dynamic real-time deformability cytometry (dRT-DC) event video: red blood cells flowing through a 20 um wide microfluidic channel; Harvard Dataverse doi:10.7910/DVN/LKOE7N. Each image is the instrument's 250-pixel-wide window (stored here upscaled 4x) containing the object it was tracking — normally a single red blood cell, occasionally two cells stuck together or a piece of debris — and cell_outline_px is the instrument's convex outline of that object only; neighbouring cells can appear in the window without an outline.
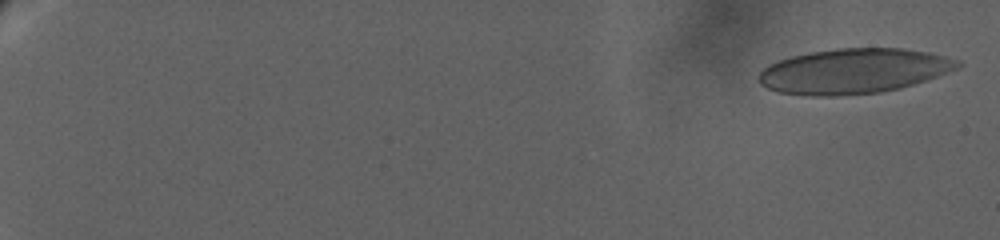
{"species": "human", "species_latin": "Homo sapiens", "temperature_condition": "warm", "stored_images_in_passage": 50, "camera_frame_rate_fps": 3000, "um_per_image_px": 0.085, "donor": {"sex": "female"}, "frame": {"image": 1, "passage_image": 2, "time_ms": 0.333, "image_size_px": [1000, 240], "cell_outline_px": [[964, 64], [956, 68], [936, 76], [900, 88], [880, 92], [836, 96], [812, 96], [780, 92], [768, 88], [760, 84], [760, 72], [768, 64], [792, 56], [812, 52], [836, 48], [900, 48], [928, 52], [960, 60]], "centroid_in_image_um": [72.56, 6.04], "position_along_channel_um": 12.4, "area_um2": 51.73}}
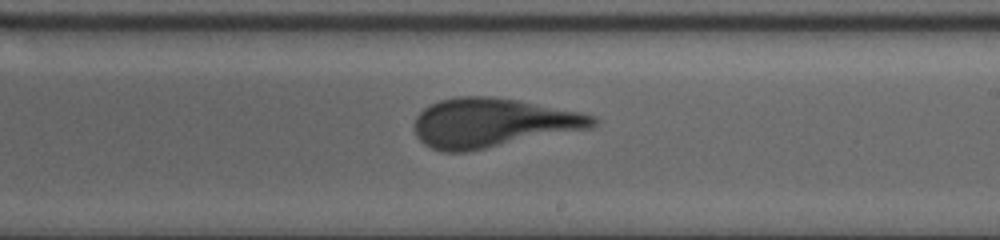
{"frame": {"image": 2, "passage_image": 29, "time_ms": 16.667, "image_size_px": [1000, 240], "cell_outline_px": [[600, 120], [592, 128], [468, 152], [444, 152], [432, 148], [424, 144], [416, 136], [416, 116], [424, 108], [440, 100], [456, 96], [492, 96], [516, 100], [580, 112], [596, 116]], "centroid_in_image_um": [41.9, 10.45], "position_along_channel_um": 247.1, "area_um2": 51.1}}
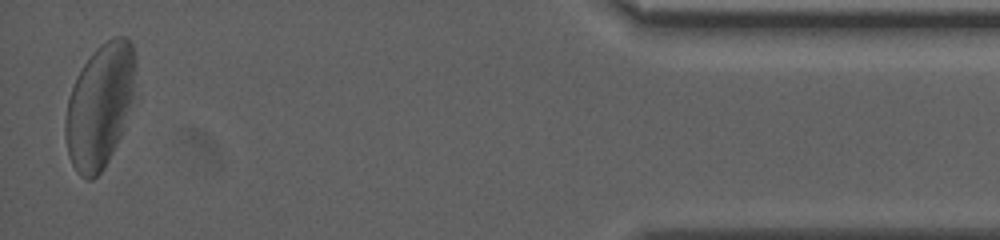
{"frame": {"image": 3, "passage_image": 50, "time_ms": 25.0, "image_size_px": [1000, 240], "cell_outline_px": [[136, 96], [120, 136], [104, 168], [92, 180], [88, 180], [80, 176], [76, 172], [68, 156], [64, 136], [64, 120], [68, 100], [72, 88], [84, 64], [92, 52], [100, 44], [112, 36], [124, 36], [132, 44], [136, 56]], "centroid_in_image_um": [8.51, 8.97], "position_along_channel_um": 426.7, "area_um2": 51.33}}